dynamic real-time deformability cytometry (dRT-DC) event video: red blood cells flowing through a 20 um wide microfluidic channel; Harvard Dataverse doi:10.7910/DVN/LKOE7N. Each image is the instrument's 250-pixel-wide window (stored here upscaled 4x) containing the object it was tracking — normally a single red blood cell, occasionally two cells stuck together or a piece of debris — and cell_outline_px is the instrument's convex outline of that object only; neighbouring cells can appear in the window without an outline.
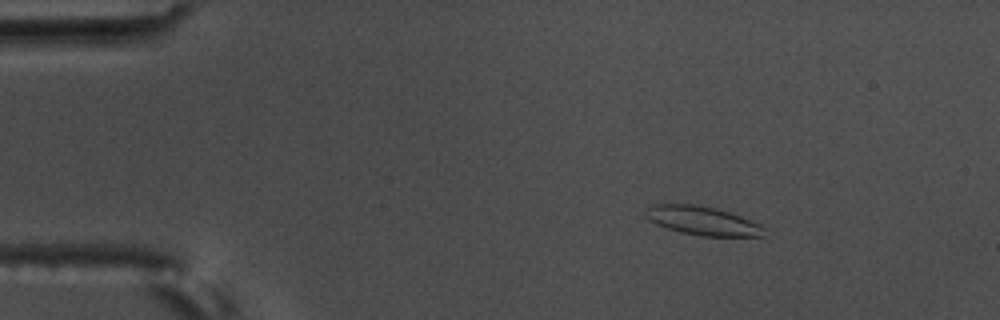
{"species": "common noctule bat (a hibernating species)", "species_latin": "Nyctalus noctula", "temperature_condition": "warm", "stored_images_in_passage": 10, "camera_frame_rate_fps": 3000, "um_per_image_px": 0.085, "animal": {"sex": "male", "body_mass_g": 17.5, "forearm_length_mm": 52.3}, "frame": {"image": 1, "passage_image": 2, "time_ms": 0.333, "image_size_px": [1000, 320], "cell_outline_px": [[764, 236], [704, 236], [680, 232], [656, 224], [648, 220], [644, 216], [644, 212], [652, 204], [696, 204], [728, 212], [740, 216], [760, 224], [764, 228]], "centroid_in_image_um": [59.67, 18.76], "position_along_channel_um": 25.3, "area_um2": 19.71}}
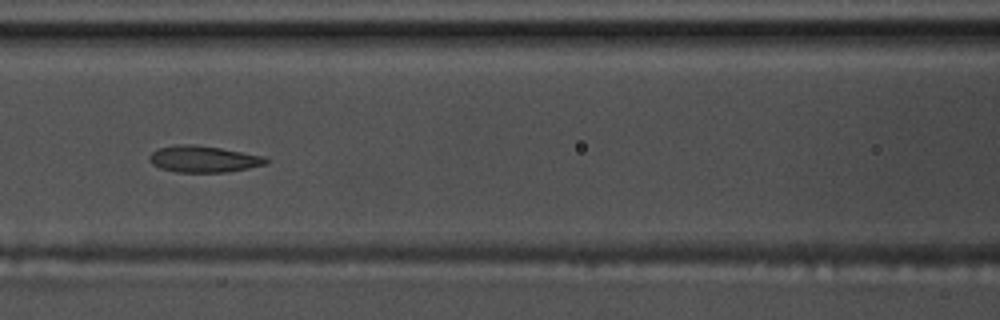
{"frame": {"image": 2, "passage_image": 7, "time_ms": 2.0, "image_size_px": [1000, 320], "cell_outline_px": [[272, 160], [264, 164], [248, 168], [224, 172], [176, 172], [160, 168], [152, 164], [148, 160], [148, 156], [156, 148], [180, 144], [192, 144], [220, 148], [264, 156]], "centroid_in_image_um": [17.26, 13.51], "position_along_channel_um": 149.3, "area_um2": 18.03}}
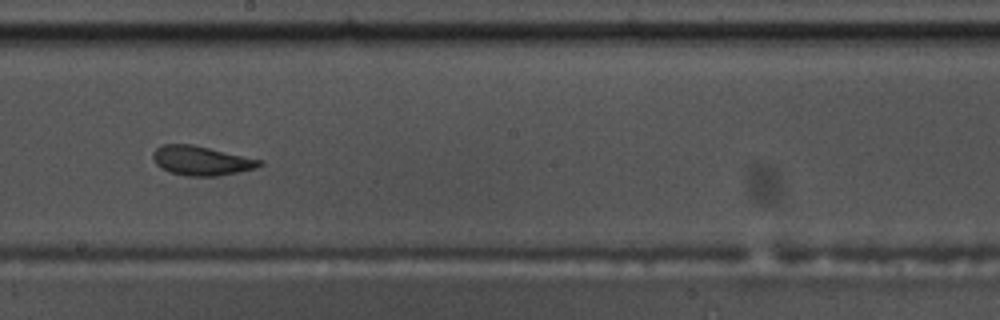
{"frame": {"image": 3, "passage_image": 9, "time_ms": 2.667, "image_size_px": [1000, 320], "cell_outline_px": [[264, 164], [256, 168], [216, 176], [188, 176], [172, 172], [160, 168], [156, 164], [152, 156], [152, 152], [160, 144], [192, 144], [264, 160]], "centroid_in_image_um": [17.11, 13.64], "position_along_channel_um": 231.1, "area_um2": 18.26}}